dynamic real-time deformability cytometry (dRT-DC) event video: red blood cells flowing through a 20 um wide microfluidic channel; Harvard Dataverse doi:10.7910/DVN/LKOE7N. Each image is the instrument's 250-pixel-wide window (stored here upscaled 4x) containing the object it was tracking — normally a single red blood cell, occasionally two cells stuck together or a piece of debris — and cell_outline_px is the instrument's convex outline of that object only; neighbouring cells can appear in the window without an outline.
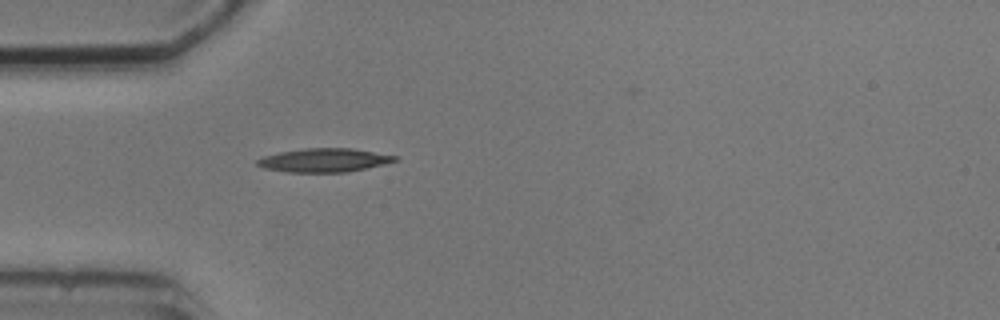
{"species": "common noctule bat (a hibernating species)", "species_latin": "Nyctalus noctula", "temperature_condition": "cold", "stored_images_in_passage": 5, "camera_frame_rate_fps": 3000, "um_per_image_px": 0.085, "animal": {"sex": "male", "body_mass_g": 20.5, "forearm_length_mm": 52.5}, "frame": {"image": 1, "passage_image": 5, "time_ms": 6.0, "image_size_px": [1000, 320], "cell_outline_px": [[400, 160], [384, 164], [348, 172], [288, 172], [264, 168], [256, 164], [256, 160], [264, 156], [280, 152], [304, 148], [352, 148], [396, 156]], "centroid_in_image_um": [27.55, 13.61], "position_along_channel_um": 57.4, "area_um2": 18.9}}